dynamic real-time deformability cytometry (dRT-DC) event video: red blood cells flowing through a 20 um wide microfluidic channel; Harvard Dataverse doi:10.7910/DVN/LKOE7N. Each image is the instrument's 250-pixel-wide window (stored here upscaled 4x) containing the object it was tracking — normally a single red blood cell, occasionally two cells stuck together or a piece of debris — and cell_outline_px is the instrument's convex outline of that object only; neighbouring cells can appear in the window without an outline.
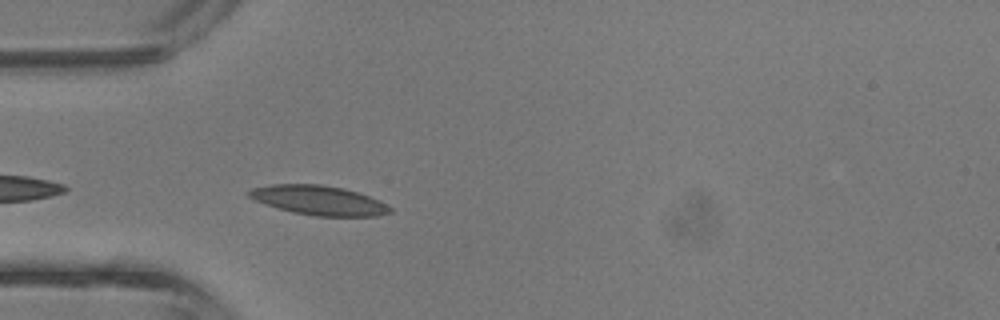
{"species": "common noctule bat (a hibernating species)", "species_latin": "Nyctalus noctula", "temperature_condition": "room temperature", "stored_images_in_passage": 30, "camera_frame_rate_fps": 3000, "um_per_image_px": 0.085, "animal": {"sex": "male", "body_mass_g": 13.3}, "frame": {"image": 1, "passage_image": 2, "time_ms": 0.333, "image_size_px": [1000, 320], "cell_outline_px": [[392, 212], [380, 216], [316, 216], [292, 212], [256, 200], [248, 196], [244, 192], [252, 188], [272, 184], [320, 184], [344, 188], [368, 196], [392, 208]], "centroid_in_image_um": [27.08, 17.02], "position_along_channel_um": 57.9, "area_um2": 23.93}}
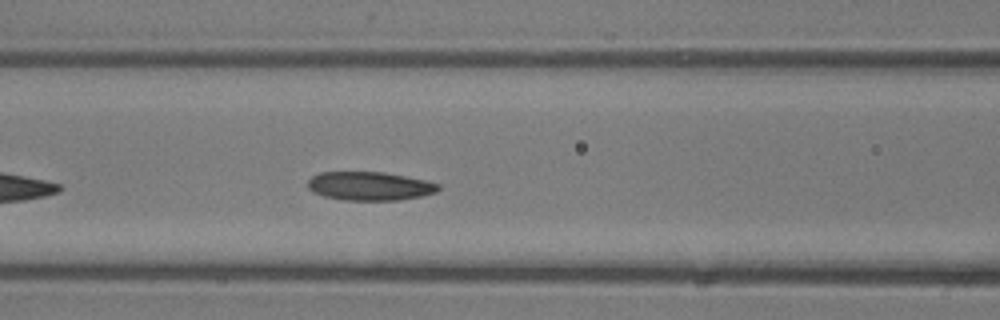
{"frame": {"image": 2, "passage_image": 7, "time_ms": 2.0, "image_size_px": [1000, 320], "cell_outline_px": [[440, 188], [436, 192], [420, 196], [400, 200], [344, 200], [324, 196], [312, 192], [308, 188], [308, 180], [312, 176], [320, 172], [384, 172], [424, 180], [440, 184]], "centroid_in_image_um": [31.4, 15.81], "position_along_channel_um": 135.2, "area_um2": 21.73}}
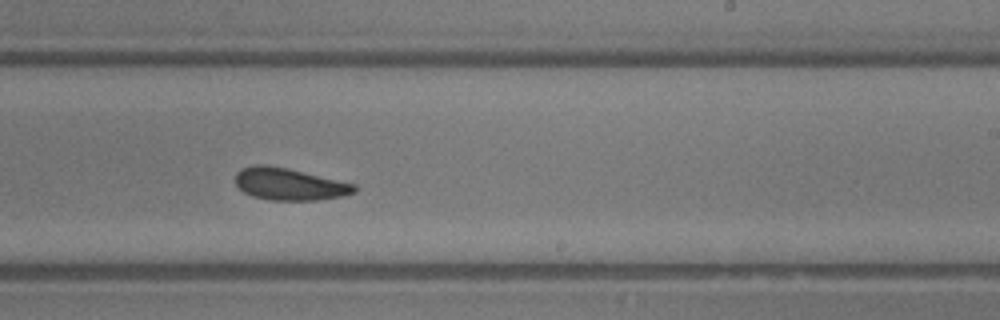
{"frame": {"image": 3, "passage_image": 15, "time_ms": 4.667, "image_size_px": [1000, 320], "cell_outline_px": [[356, 192], [344, 196], [316, 200], [272, 200], [252, 196], [244, 192], [236, 184], [236, 172], [252, 164], [260, 164], [284, 168], [356, 184]], "centroid_in_image_um": [24.6, 15.66], "position_along_channel_um": 264.4, "area_um2": 21.91}, "authors_computed_cell_mechanics": {"area_um2": 21.7617, "velocity_mm_per_s": 4.8806, "shape_relaxation_time_tau1_ms": 2.2002, "shape_relaxation_time_tau2_ms": 7.0526, "deformation_change_tau1": 0.0767, "deformation_change_tau2": 0.1471}}